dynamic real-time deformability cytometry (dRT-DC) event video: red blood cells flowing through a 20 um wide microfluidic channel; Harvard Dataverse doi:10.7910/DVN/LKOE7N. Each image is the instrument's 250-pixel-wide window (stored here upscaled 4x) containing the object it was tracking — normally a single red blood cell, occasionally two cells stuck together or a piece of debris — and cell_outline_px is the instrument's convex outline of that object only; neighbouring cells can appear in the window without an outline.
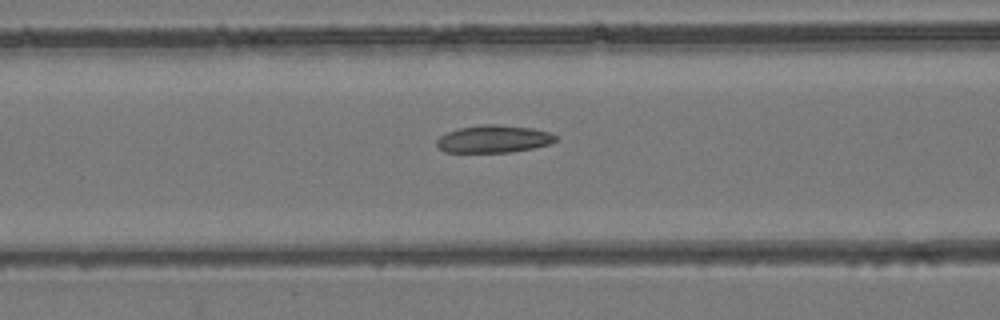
{"species": "common noctule bat (a hibernating species)", "species_latin": "Nyctalus noctula", "temperature_condition": "room temperature", "stored_images_in_passage": 42, "camera_frame_rate_fps": 3000, "um_per_image_px": 0.085, "animal": {"sex": "female", "body_mass_g": 24.6, "forearm_length_mm": 56.2}, "frame": {"image": 1, "passage_image": 14, "time_ms": 4.333, "image_size_px": [1000, 320], "cell_outline_px": [[560, 140], [548, 144], [532, 148], [508, 152], [444, 152], [436, 144], [436, 140], [440, 136], [456, 128], [484, 124], [496, 124], [532, 128], [548, 132], [560, 136]], "centroid_in_image_um": [41.98, 11.8], "position_along_channel_um": 124.6, "area_um2": 19.13}}
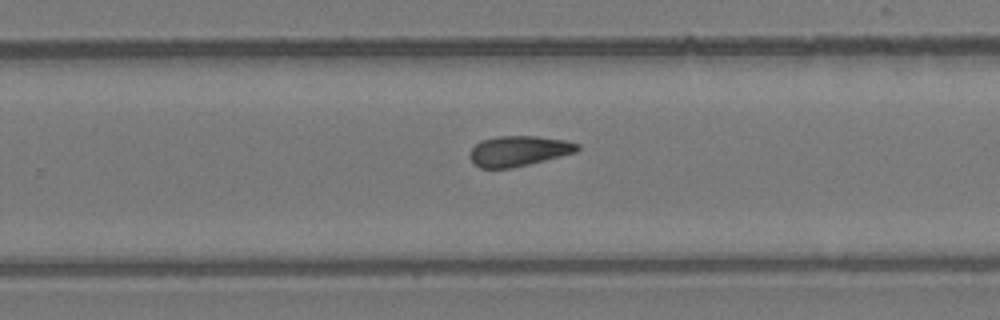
{"frame": {"image": 2, "passage_image": 25, "time_ms": 8.0, "image_size_px": [1000, 320], "cell_outline_px": [[580, 148], [576, 152], [512, 168], [480, 168], [472, 164], [468, 156], [472, 148], [480, 140], [496, 136], [536, 136], [564, 140], [580, 144]], "centroid_in_image_um": [44.04, 12.83], "position_along_channel_um": 285.8, "area_um2": 19.07}}
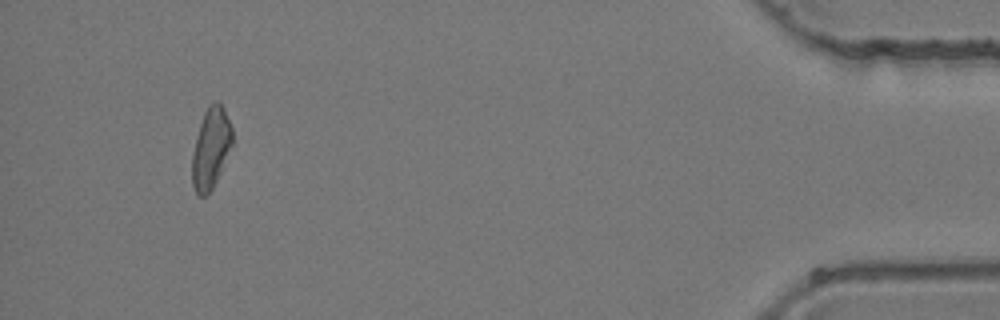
{"frame": {"image": 3, "passage_image": 39, "time_ms": 12.667, "image_size_px": [1000, 320], "cell_outline_px": [[232, 144], [216, 180], [212, 188], [204, 196], [200, 196], [196, 192], [192, 184], [192, 152], [196, 136], [204, 112], [208, 104], [216, 100], [224, 108], [232, 128]], "centroid_in_image_um": [17.91, 12.55], "position_along_channel_um": 417.3, "area_um2": 18.67}}